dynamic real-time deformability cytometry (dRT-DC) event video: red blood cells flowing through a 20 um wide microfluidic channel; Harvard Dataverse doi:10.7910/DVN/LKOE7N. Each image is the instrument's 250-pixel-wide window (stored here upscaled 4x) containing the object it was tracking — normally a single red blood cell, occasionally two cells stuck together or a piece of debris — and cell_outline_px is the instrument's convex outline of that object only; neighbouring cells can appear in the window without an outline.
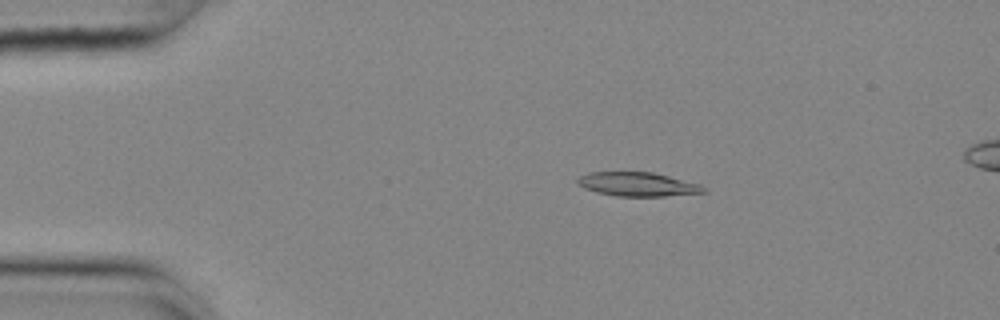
{"species": "common noctule bat (a hibernating species)", "species_latin": "Nyctalus noctula", "temperature_condition": "cold", "stored_images_in_passage": 55, "camera_frame_rate_fps": 3000, "um_per_image_px": 0.085, "animal": {"sex": "female", "body_mass_g": 25.1}, "frame": {"image": 1, "passage_image": 11, "time_ms": 3.333, "image_size_px": [1000, 320], "cell_outline_px": [[708, 192], [664, 196], [616, 196], [596, 192], [584, 188], [576, 184], [576, 180], [580, 176], [588, 172], [652, 172], [700, 184], [708, 188]], "centroid_in_image_um": [54.2, 15.66], "position_along_channel_um": 30.8, "area_um2": 17.69}}
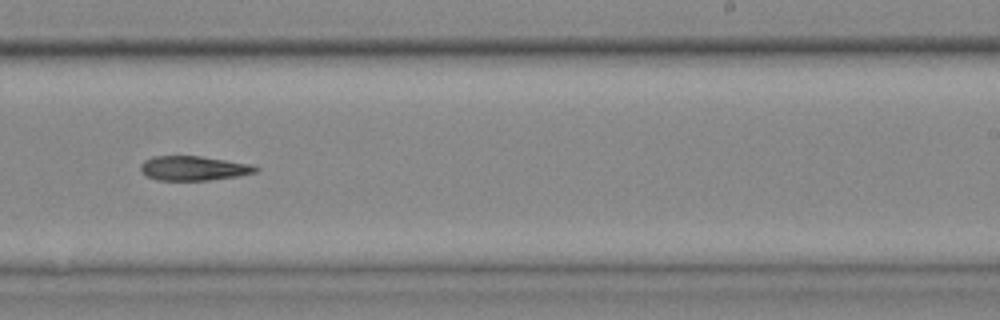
{"frame": {"image": 2, "passage_image": 35, "time_ms": 11.333, "image_size_px": [1000, 320], "cell_outline_px": [[260, 168], [256, 172], [236, 176], [208, 180], [156, 180], [140, 172], [140, 164], [144, 160], [152, 156], [200, 156], [252, 164]], "centroid_in_image_um": [16.42, 14.29], "position_along_channel_um": 272.6, "area_um2": 16.42}}
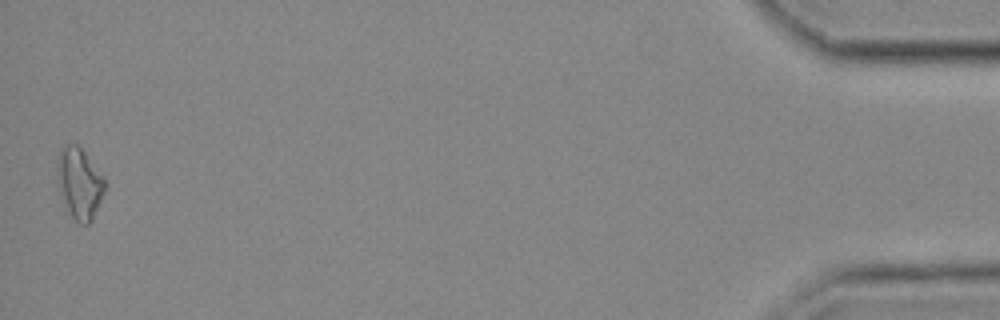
{"frame": {"image": 3, "passage_image": 55, "time_ms": 18.0, "image_size_px": [1000, 320], "cell_outline_px": [[104, 192], [92, 220], [88, 224], [80, 224], [72, 216], [60, 192], [56, 172], [56, 160], [60, 152], [68, 144], [76, 144], [84, 152], [104, 180]], "centroid_in_image_um": [6.73, 15.58], "position_along_channel_um": 428.5, "area_um2": 18.96}, "authors_computed_cell_mechanics": {"area_um2": 17.4556, "velocity_mm_per_s": 3.6805, "shape_relaxation_time_tau1_ms": 6.527, "shape_relaxation_time_tau2_ms": null, "deformation_change_tau1": 0.1664, "deformation_change_tau2": null}}